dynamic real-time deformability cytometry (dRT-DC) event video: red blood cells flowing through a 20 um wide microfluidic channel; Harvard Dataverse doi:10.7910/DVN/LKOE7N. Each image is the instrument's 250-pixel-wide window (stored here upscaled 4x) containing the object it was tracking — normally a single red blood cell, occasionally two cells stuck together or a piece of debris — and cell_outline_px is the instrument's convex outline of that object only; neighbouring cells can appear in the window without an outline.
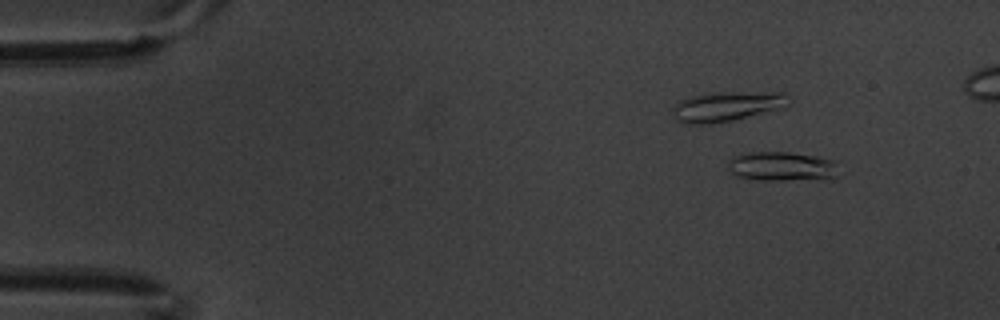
{"species": "common noctule bat (a hibernating species)", "species_latin": "Nyctalus noctula", "temperature_condition": "warm", "stored_images_in_passage": 12, "camera_frame_rate_fps": 3000, "um_per_image_px": 0.085, "animal": {"sex": "male", "body_mass_g": 20.1, "forearm_length_mm": 53.5}, "frame": {"image": 1, "passage_image": 3, "time_ms": 0.667, "image_size_px": [1000, 320], "cell_outline_px": [[844, 172], [832, 180], [760, 180], [736, 176], [728, 168], [728, 160], [736, 156], [748, 152], [788, 152], [816, 156], [840, 160]], "centroid_in_image_um": [66.69, 14.16], "position_along_channel_um": 18.3, "area_um2": 19.94}}
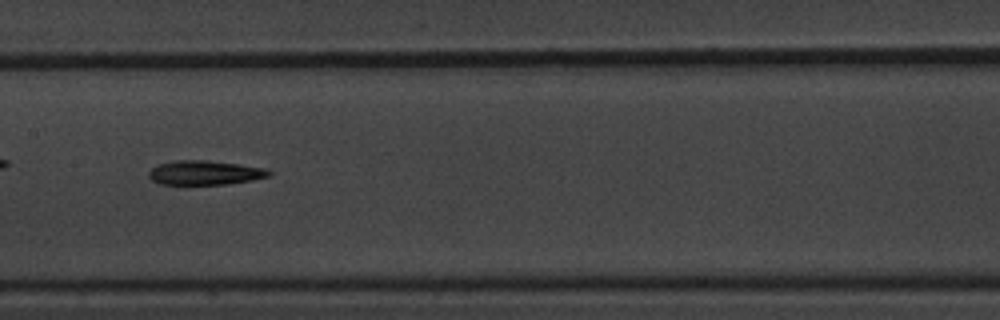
{"frame": {"image": 2, "passage_image": 9, "time_ms": 2.667, "image_size_px": [1000, 320], "cell_outline_px": [[272, 172], [268, 176], [252, 180], [228, 184], [160, 184], [152, 180], [148, 176], [148, 172], [156, 164], [176, 160], [204, 160], [268, 168]], "centroid_in_image_um": [17.39, 14.68], "position_along_channel_um": 190.0, "area_um2": 16.99}}
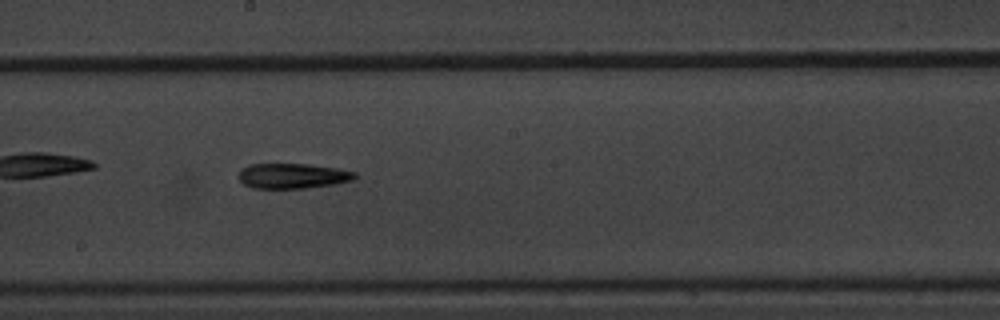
{"frame": {"image": 3, "passage_image": 10, "time_ms": 3.0, "image_size_px": [1000, 320], "cell_outline_px": [[356, 176], [352, 180], [336, 184], [304, 188], [252, 188], [244, 184], [240, 180], [240, 172], [248, 164], [308, 164], [336, 168], [356, 172]], "centroid_in_image_um": [24.89, 14.95], "position_along_channel_um": 223.3, "area_um2": 16.88}}